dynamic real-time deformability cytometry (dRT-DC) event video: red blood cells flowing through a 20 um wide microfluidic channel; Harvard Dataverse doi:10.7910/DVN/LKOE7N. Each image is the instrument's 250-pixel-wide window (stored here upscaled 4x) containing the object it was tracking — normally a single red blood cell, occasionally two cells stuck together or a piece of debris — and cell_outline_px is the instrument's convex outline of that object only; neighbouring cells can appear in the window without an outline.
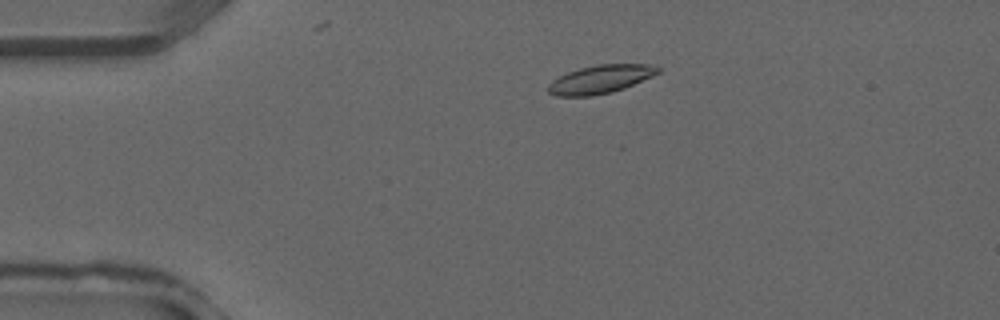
{"species": "common noctule bat (a hibernating species)", "species_latin": "Nyctalus noctula", "temperature_condition": "warm", "stored_images_in_passage": 36, "camera_frame_rate_fps": 3000, "um_per_image_px": 0.085, "animal": {"sex": "male", "forearm_length_mm": 52.5}, "frame": {"image": 1, "passage_image": 6, "time_ms": 1.667, "image_size_px": [1000, 320], "cell_outline_px": [[660, 72], [652, 76], [624, 88], [612, 92], [592, 96], [556, 96], [548, 92], [548, 84], [552, 80], [568, 72], [580, 68], [596, 64], [648, 64], [660, 68]], "centroid_in_image_um": [51.02, 6.74], "position_along_channel_um": 34.0, "area_um2": 18.03}}
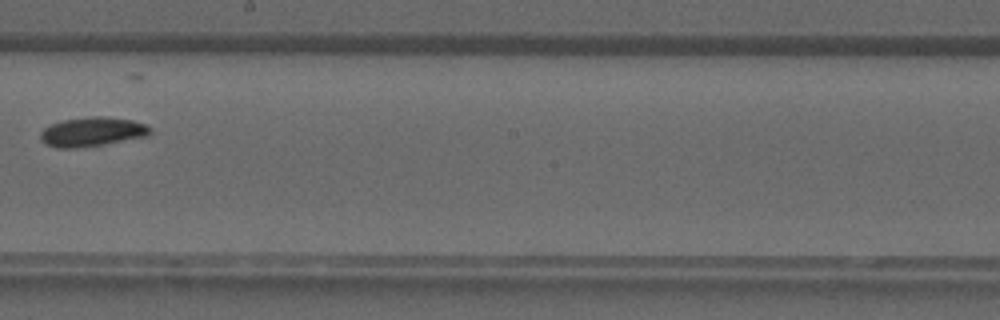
{"frame": {"image": 2, "passage_image": 20, "time_ms": 6.333, "image_size_px": [1000, 320], "cell_outline_px": [[152, 132], [144, 136], [104, 144], [76, 148], [56, 148], [44, 144], [40, 140], [40, 132], [44, 128], [52, 124], [64, 120], [92, 116], [108, 116], [132, 120], [144, 124], [152, 128]], "centroid_in_image_um": [7.8, 11.2], "position_along_channel_um": 240.4, "area_um2": 18.67}}
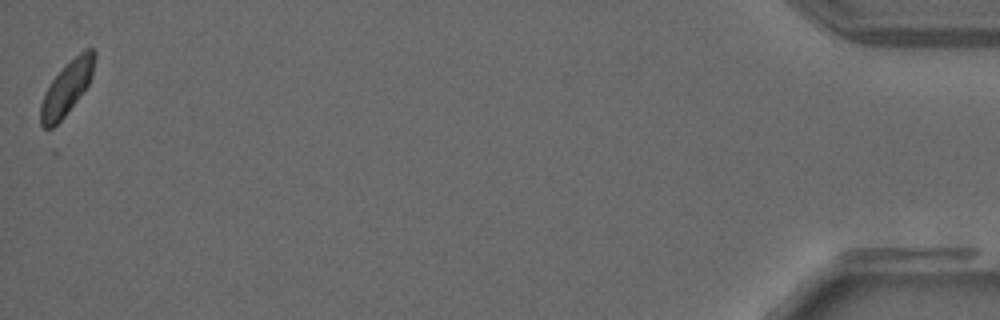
{"frame": {"image": 3, "passage_image": 36, "time_ms": 11.667, "image_size_px": [1000, 320], "cell_outline_px": [[96, 56], [92, 76], [88, 84], [64, 116], [52, 128], [44, 128], [40, 124], [40, 104], [44, 92], [52, 80], [84, 48], [92, 48], [96, 52]], "centroid_in_image_um": [5.67, 7.48], "position_along_channel_um": 429.5, "area_um2": 16.36}}